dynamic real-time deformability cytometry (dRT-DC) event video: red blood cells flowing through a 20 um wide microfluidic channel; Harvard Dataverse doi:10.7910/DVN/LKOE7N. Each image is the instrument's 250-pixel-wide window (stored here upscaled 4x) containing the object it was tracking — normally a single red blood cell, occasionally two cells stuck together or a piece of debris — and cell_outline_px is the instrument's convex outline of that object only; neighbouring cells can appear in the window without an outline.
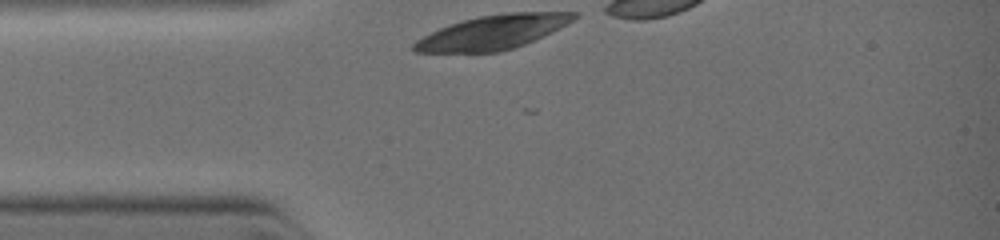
{"species": "common noctule bat (a hibernating species)", "species_latin": "Nyctalus noctula", "temperature_condition": "warm", "stored_images_in_passage": 9, "camera_frame_rate_fps": 3000, "um_per_image_px": 0.085, "animal": {"sex": "female", "body_mass_g": 19.0, "forearm_length_mm": 51.5}, "frame": {"image": 1, "passage_image": 1, "time_ms": 0.0, "image_size_px": [1000, 240], "cell_outline_px": [[580, 16], [524, 44], [500, 52], [416, 52], [412, 48], [412, 44], [416, 40], [440, 28], [464, 20], [480, 16], [508, 12], [580, 12]], "centroid_in_image_um": [41.85, 2.74], "position_along_channel_um": 43.1, "area_um2": 31.04}}
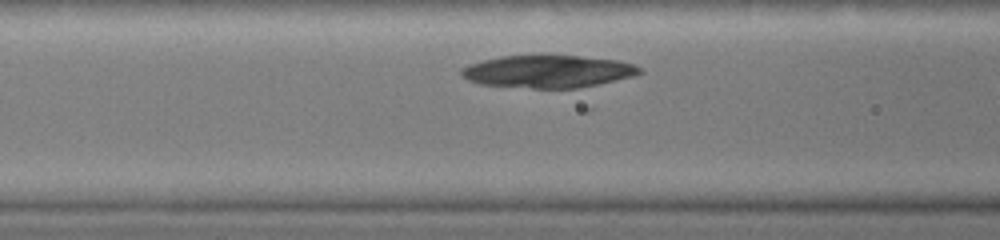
{"frame": {"image": 2, "passage_image": 6, "time_ms": 1.667, "image_size_px": [1000, 240], "cell_outline_px": [[644, 72], [632, 76], [596, 84], [576, 88], [532, 88], [480, 84], [468, 80], [460, 72], [460, 68], [468, 64], [500, 56], [536, 52], [552, 52], [620, 60], [636, 64]], "centroid_in_image_um": [46.57, 6.0], "position_along_channel_um": 120.0, "area_um2": 35.08}}